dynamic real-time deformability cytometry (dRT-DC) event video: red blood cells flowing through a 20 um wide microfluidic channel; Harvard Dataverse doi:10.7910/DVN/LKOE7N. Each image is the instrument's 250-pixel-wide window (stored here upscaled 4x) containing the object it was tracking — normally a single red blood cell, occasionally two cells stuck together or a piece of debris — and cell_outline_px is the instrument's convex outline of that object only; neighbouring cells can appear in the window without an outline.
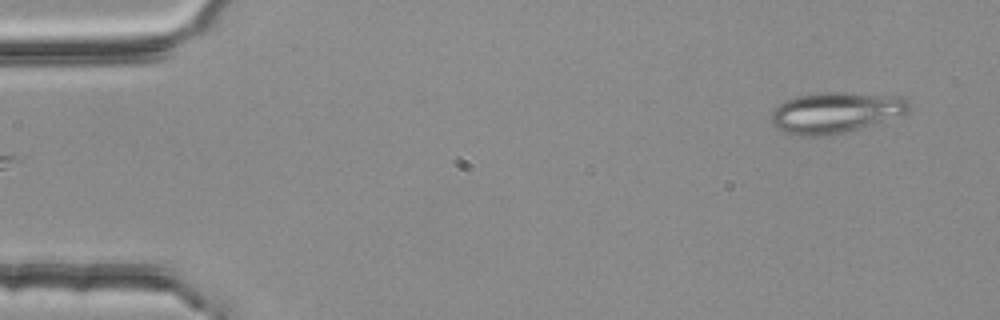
{"species": "common noctule bat (a hibernating species)", "species_latin": "Nyctalus noctula", "temperature_condition": "room temperature", "stored_images_in_passage": 5, "segment_of_instrument_passage": [2, 2], "camera_frame_rate_fps": 3000, "um_per_image_px": 0.085, "animal": {"sex": "female", "body_mass_g": 25.1}, "frame": {"image": 1, "passage_image": 5, "time_ms": 1.333, "image_size_px": [1000, 320], "cell_outline_px": [[908, 112], [860, 128], [828, 136], [796, 136], [784, 132], [776, 128], [772, 124], [772, 112], [784, 100], [796, 96], [820, 92], [840, 92], [904, 96], [908, 100]], "centroid_in_image_um": [70.98, 9.56], "position_along_channel_um": 14.0, "area_um2": 32.77}}